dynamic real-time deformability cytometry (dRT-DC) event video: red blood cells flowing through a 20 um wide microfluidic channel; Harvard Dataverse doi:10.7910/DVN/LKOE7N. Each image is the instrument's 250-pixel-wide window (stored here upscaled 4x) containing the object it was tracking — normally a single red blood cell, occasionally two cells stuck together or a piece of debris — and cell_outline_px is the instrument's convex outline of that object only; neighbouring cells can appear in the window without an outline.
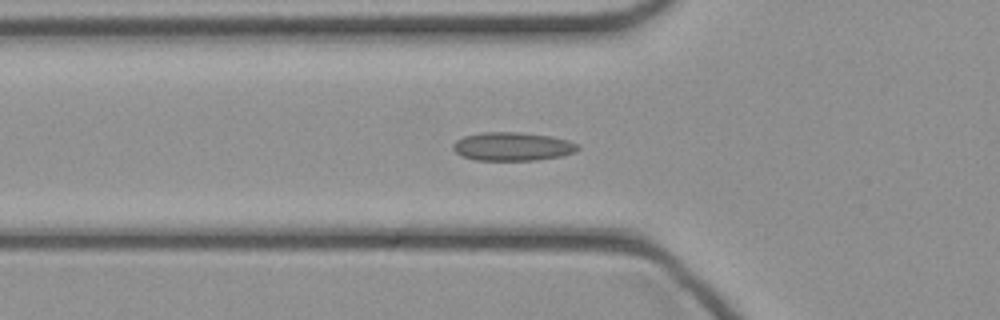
{"species": "common noctule bat (a hibernating species)", "species_latin": "Nyctalus noctula", "temperature_condition": "cold", "stored_images_in_passage": 45, "camera_frame_rate_fps": 3000, "um_per_image_px": 0.085, "animal": {"sex": "female", "body_mass_g": 21.9}, "frame": {"image": 1, "passage_image": 14, "time_ms": 4.333, "image_size_px": [1000, 320], "cell_outline_px": [[580, 148], [576, 152], [560, 156], [536, 160], [476, 160], [464, 156], [456, 152], [452, 148], [452, 144], [456, 140], [464, 136], [480, 132], [520, 132], [552, 136], [568, 140], [580, 144]], "centroid_in_image_um": [43.59, 12.44], "position_along_channel_um": 82.2, "area_um2": 20.87}}
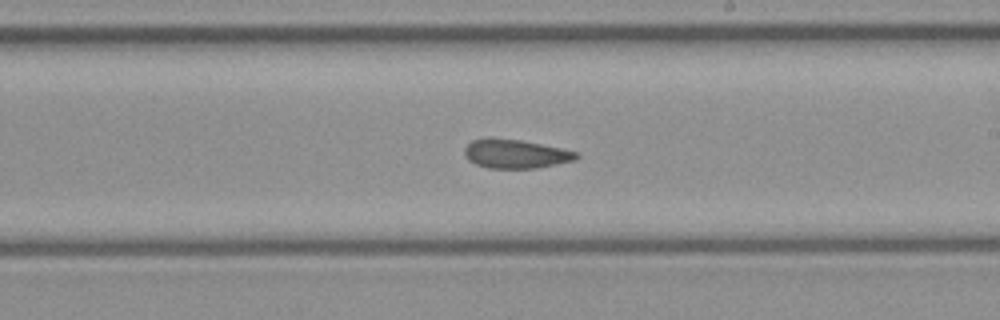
{"frame": {"image": 2, "passage_image": 25, "time_ms": 8.0, "image_size_px": [1000, 320], "cell_outline_px": [[580, 156], [576, 160], [536, 168], [488, 168], [476, 164], [468, 160], [464, 152], [464, 148], [472, 140], [488, 136], [492, 136], [520, 140], [580, 152]], "centroid_in_image_um": [43.81, 13.06], "position_along_channel_um": 245.2, "area_um2": 19.07}}
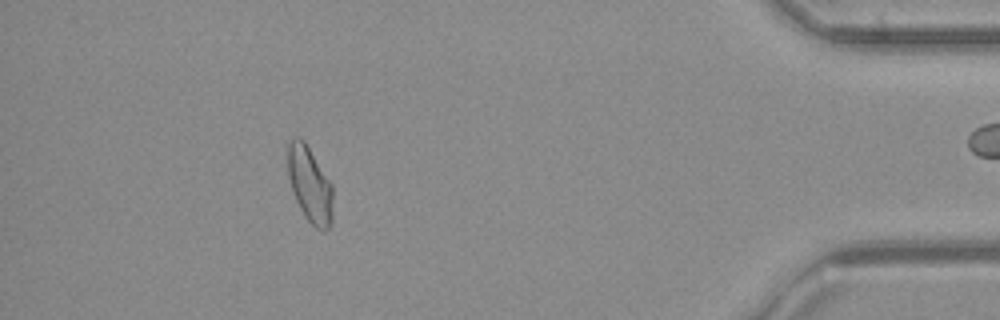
{"frame": {"image": 3, "passage_image": 40, "time_ms": 13.0, "image_size_px": [1000, 320], "cell_outline_px": [[332, 224], [324, 232], [316, 228], [308, 220], [300, 208], [292, 192], [288, 176], [288, 140], [296, 136], [300, 136], [304, 140], [332, 184]], "centroid_in_image_um": [26.33, 15.67], "position_along_channel_um": 408.9, "area_um2": 20.0}}